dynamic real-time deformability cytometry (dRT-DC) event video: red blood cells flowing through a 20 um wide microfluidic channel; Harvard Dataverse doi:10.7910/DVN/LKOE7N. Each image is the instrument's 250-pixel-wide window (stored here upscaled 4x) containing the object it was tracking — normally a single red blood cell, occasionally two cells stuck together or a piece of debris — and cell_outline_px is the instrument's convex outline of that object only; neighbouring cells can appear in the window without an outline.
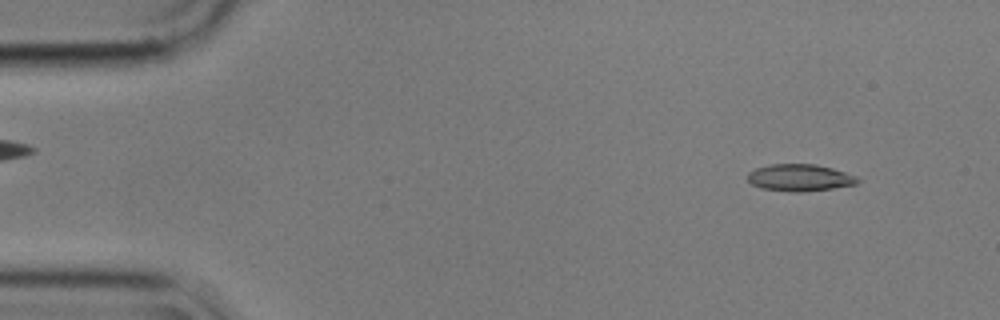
{"species": "common noctule bat (a hibernating species)", "species_latin": "Nyctalus noctula", "temperature_condition": "cold", "stored_images_in_passage": 3, "camera_frame_rate_fps": 3000, "um_per_image_px": 0.085, "animal": {"sex": "male", "body_mass_g": 17.9}, "frame": {"image": 1, "passage_image": 1, "time_ms": 0.0, "image_size_px": [1000, 320], "cell_outline_px": [[860, 180], [856, 184], [832, 188], [800, 192], [792, 192], [760, 188], [752, 184], [748, 180], [748, 172], [756, 168], [768, 164], [816, 164], [832, 168], [856, 176]], "centroid_in_image_um": [67.95, 15.1], "position_along_channel_um": 17.0, "area_um2": 17.22}}
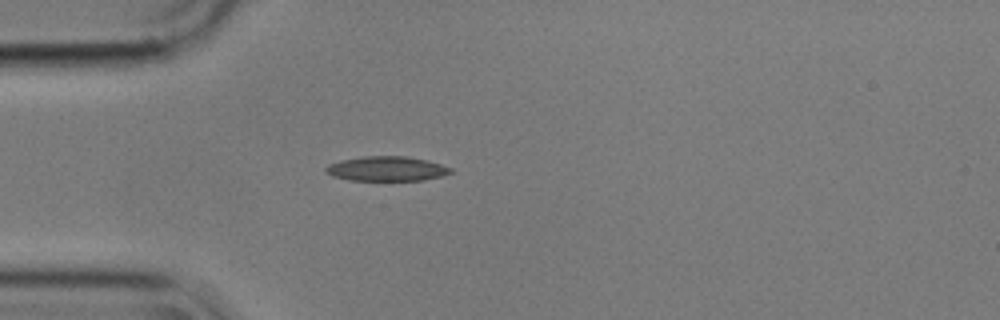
{"frame": {"image": 2, "passage_image": 3, "time_ms": 0.667, "image_size_px": [1000, 320], "cell_outline_px": [[452, 172], [440, 176], [424, 180], [348, 180], [332, 176], [324, 172], [324, 168], [328, 164], [340, 160], [364, 156], [408, 156], [428, 160], [452, 168]], "centroid_in_image_um": [32.82, 14.33], "position_along_channel_um": 52.2, "area_um2": 18.03}}